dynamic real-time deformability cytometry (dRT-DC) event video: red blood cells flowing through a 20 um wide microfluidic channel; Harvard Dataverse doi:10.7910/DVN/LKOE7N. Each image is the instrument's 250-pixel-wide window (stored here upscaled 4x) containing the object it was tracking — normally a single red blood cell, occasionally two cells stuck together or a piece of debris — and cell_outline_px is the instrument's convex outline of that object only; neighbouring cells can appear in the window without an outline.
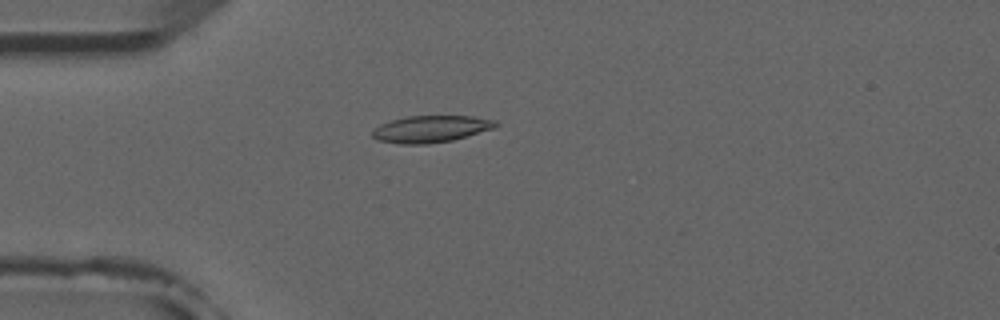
{"species": "common noctule bat (a hibernating species)", "species_latin": "Nyctalus noctula", "temperature_condition": "room temperature", "stored_images_in_passage": 3, "camera_frame_rate_fps": 3000, "um_per_image_px": 0.085, "animal": {"sex": "male", "forearm_length_mm": 52.5}, "frame": {"image": 1, "passage_image": 3, "time_ms": 3.0, "image_size_px": [1000, 320], "cell_outline_px": [[500, 124], [496, 128], [452, 140], [428, 144], [400, 144], [376, 140], [372, 136], [372, 132], [380, 124], [392, 120], [408, 116], [472, 116], [496, 120]], "centroid_in_image_um": [36.65, 10.96], "position_along_channel_um": 48.3, "area_um2": 19.36}}